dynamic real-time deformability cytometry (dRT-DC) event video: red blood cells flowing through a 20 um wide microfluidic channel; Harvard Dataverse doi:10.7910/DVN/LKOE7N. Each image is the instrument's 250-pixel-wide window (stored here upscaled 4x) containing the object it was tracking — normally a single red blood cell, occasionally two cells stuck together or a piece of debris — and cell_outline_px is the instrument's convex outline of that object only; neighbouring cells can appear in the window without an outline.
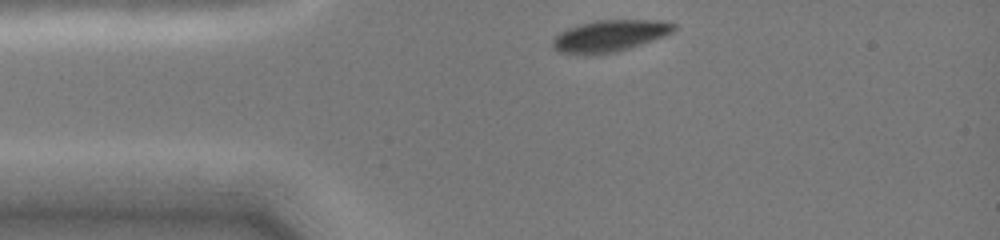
{"species": "common noctule bat (a hibernating species)", "species_latin": "Nyctalus noctula", "temperature_condition": "cold", "stored_images_in_passage": 39, "camera_frame_rate_fps": 3000, "um_per_image_px": 0.085, "animal": {"sex": "female", "body_mass_g": 19.0, "forearm_length_mm": 51.5}, "frame": {"image": 1, "passage_image": 1, "time_ms": 0.0, "image_size_px": [1000, 240], "cell_outline_px": [[676, 28], [672, 32], [640, 44], [628, 48], [612, 52], [560, 52], [552, 44], [552, 40], [560, 32], [568, 28], [580, 24], [596, 20], [668, 20], [676, 24]], "centroid_in_image_um": [51.89, 2.99], "position_along_channel_um": 33.1, "area_um2": 21.44}}
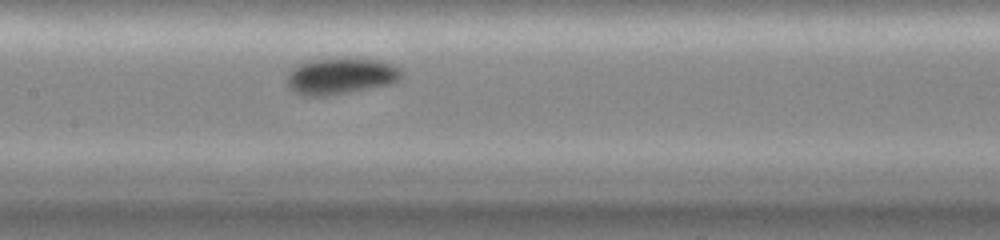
{"frame": {"image": 2, "passage_image": 19, "time_ms": 4.333, "image_size_px": [1000, 240], "cell_outline_px": [[404, 72], [396, 80], [388, 84], [328, 96], [300, 96], [292, 92], [288, 88], [288, 72], [296, 64], [312, 60], [344, 56], [376, 60], [392, 64], [400, 68]], "centroid_in_image_um": [28.89, 6.44], "position_along_channel_um": 178.5, "area_um2": 24.68}}
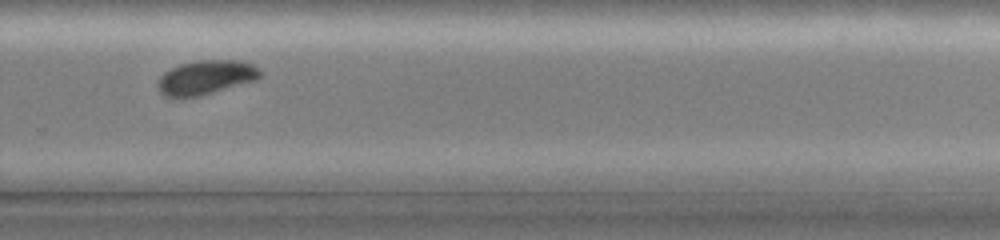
{"frame": {"image": 3, "passage_image": 33, "time_ms": 7.667, "image_size_px": [1000, 240], "cell_outline_px": [[260, 76], [256, 80], [200, 96], [164, 96], [160, 92], [156, 84], [160, 76], [164, 72], [180, 64], [196, 60], [240, 60], [252, 64], [260, 72]], "centroid_in_image_um": [17.48, 6.57], "position_along_channel_um": 312.3, "area_um2": 20.23}}